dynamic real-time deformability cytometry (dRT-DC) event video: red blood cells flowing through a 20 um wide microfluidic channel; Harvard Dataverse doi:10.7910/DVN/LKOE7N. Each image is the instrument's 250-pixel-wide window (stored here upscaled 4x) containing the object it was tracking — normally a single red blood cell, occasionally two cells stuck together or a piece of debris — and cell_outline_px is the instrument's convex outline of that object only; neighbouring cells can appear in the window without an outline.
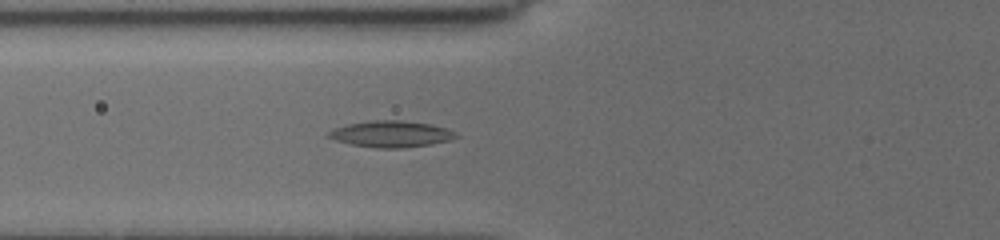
{"species": "common noctule bat (a hibernating species)", "species_latin": "Nyctalus noctula", "temperature_condition": "cold", "stored_images_in_passage": 31, "camera_frame_rate_fps": 3000, "um_per_image_px": 0.085, "animal": {"sex": "female", "body_mass_g": 19.5, "forearm_length_mm": 54.1}, "frame": {"image": 1, "passage_image": 20, "time_ms": 4.333, "image_size_px": [1000, 240], "cell_outline_px": [[460, 136], [448, 140], [432, 144], [400, 148], [376, 148], [352, 144], [336, 140], [324, 136], [328, 132], [336, 128], [348, 124], [376, 120], [400, 120], [428, 124], [444, 128], [456, 132]], "centroid_in_image_um": [33.23, 11.4], "position_along_channel_um": 92.6, "area_um2": 19.31}}
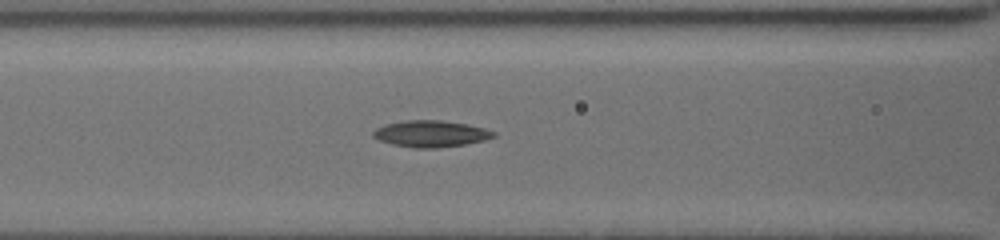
{"frame": {"image": 2, "passage_image": 25, "time_ms": 5.333, "image_size_px": [1000, 240], "cell_outline_px": [[496, 136], [484, 140], [464, 144], [436, 148], [412, 148], [392, 144], [380, 140], [372, 136], [372, 132], [376, 128], [384, 124], [408, 120], [440, 120], [464, 124], [484, 128], [496, 132]], "centroid_in_image_um": [36.59, 11.37], "position_along_channel_um": 130.0, "area_um2": 18.5}}
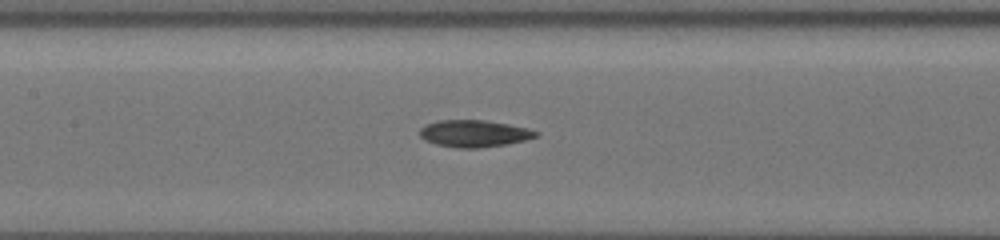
{"frame": {"image": 3, "passage_image": 29, "time_ms": 6.333, "image_size_px": [1000, 240], "cell_outline_px": [[540, 132], [536, 136], [524, 140], [508, 144], [480, 148], [456, 148], [436, 144], [424, 140], [420, 136], [420, 128], [428, 124], [440, 120], [484, 120], [508, 124], [528, 128]], "centroid_in_image_um": [40.3, 11.35], "position_along_channel_um": 167.1, "area_um2": 18.21}}